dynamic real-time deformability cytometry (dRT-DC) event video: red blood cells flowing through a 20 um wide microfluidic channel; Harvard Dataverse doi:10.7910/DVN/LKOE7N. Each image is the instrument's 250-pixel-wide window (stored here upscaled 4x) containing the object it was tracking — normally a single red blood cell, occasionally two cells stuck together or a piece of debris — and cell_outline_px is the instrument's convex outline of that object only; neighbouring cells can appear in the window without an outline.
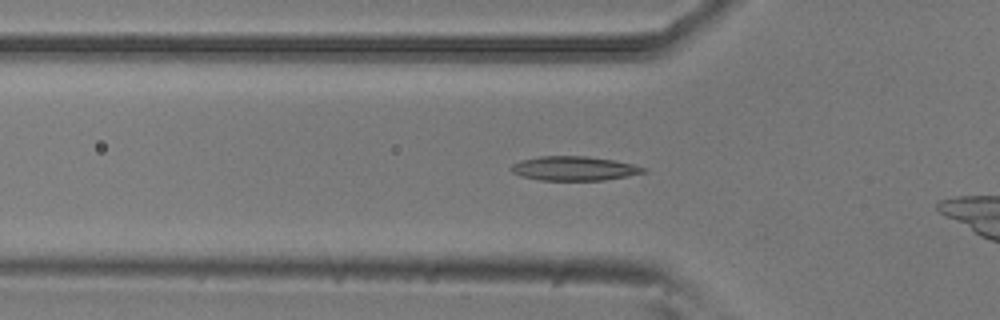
{"species": "common noctule bat (a hibernating species)", "species_latin": "Nyctalus noctula", "temperature_condition": "room temperature", "stored_images_in_passage": 42, "camera_frame_rate_fps": 3000, "um_per_image_px": 0.085, "animal": {"sex": "male", "body_mass_g": 20.5, "forearm_length_mm": 52.5}, "frame": {"image": 1, "passage_image": 16, "time_ms": 5.0, "image_size_px": [1000, 320], "cell_outline_px": [[648, 172], [628, 176], [604, 180], [540, 180], [524, 176], [512, 172], [508, 168], [512, 164], [520, 160], [540, 156], [584, 156], [612, 160], [632, 164], [648, 168]], "centroid_in_image_um": [48.81, 14.32], "position_along_channel_um": 77.0, "area_um2": 18.67}}
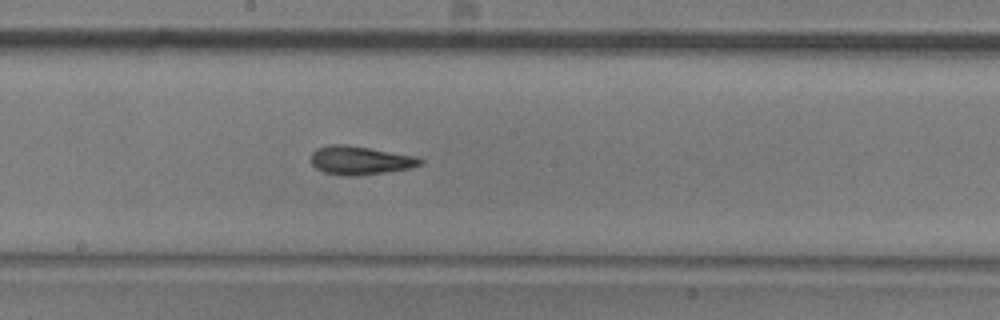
{"frame": {"image": 2, "passage_image": 27, "time_ms": 8.667, "image_size_px": [1000, 320], "cell_outline_px": [[424, 160], [420, 164], [408, 168], [384, 172], [348, 176], [324, 172], [316, 168], [312, 164], [312, 152], [316, 148], [328, 144], [344, 144], [416, 156]], "centroid_in_image_um": [30.57, 13.61], "position_along_channel_um": 217.6, "area_um2": 17.8}}
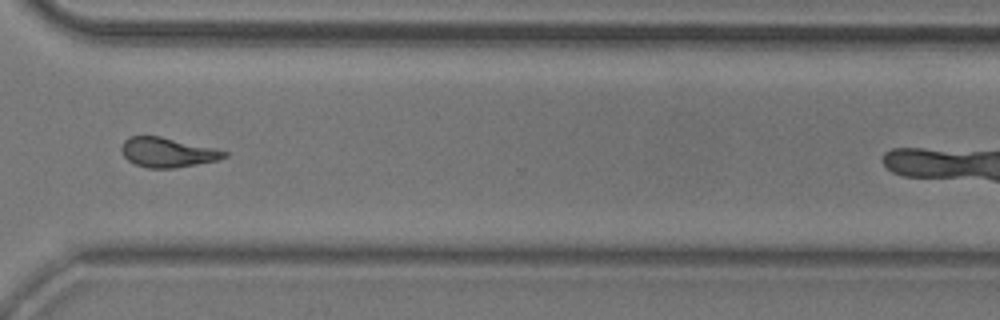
{"frame": {"image": 3, "passage_image": 38, "time_ms": 12.333, "image_size_px": [1000, 320], "cell_outline_px": [[228, 156], [216, 160], [176, 168], [148, 168], [136, 164], [128, 160], [124, 156], [120, 148], [124, 140], [128, 136], [160, 136], [216, 148], [228, 152]], "centroid_in_image_um": [14.23, 12.94], "position_along_channel_um": 356.4, "area_um2": 17.74}}